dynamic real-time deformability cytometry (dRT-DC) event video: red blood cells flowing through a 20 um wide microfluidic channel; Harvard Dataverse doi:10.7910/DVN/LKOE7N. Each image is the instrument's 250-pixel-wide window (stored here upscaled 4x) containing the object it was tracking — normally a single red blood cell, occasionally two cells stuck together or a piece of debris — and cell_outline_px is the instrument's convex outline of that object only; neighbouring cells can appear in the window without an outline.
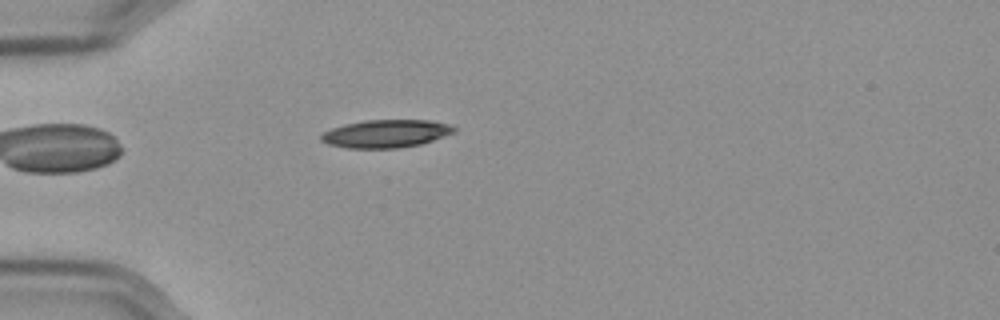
{"species": "Egyptian fruit bat (a non-hibernating species)", "species_latin": "Rousettus aegyptiacus", "temperature_condition": "cold", "stored_images_in_passage": 42, "camera_frame_rate_fps": 3000, "um_per_image_px": 0.085, "frame": {"image": 1, "passage_image": 2, "time_ms": 0.333, "image_size_px": [1000, 320], "cell_outline_px": [[456, 128], [452, 132], [432, 140], [420, 144], [400, 148], [348, 148], [328, 144], [320, 140], [320, 136], [324, 132], [332, 128], [344, 124], [364, 120], [432, 120], [448, 124]], "centroid_in_image_um": [32.76, 11.36], "position_along_channel_um": 52.2, "area_um2": 21.44}}
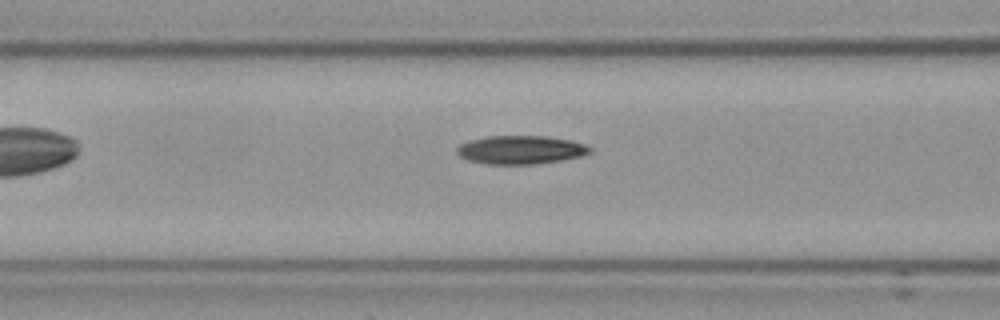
{"frame": {"image": 2, "passage_image": 9, "time_ms": 2.667, "image_size_px": [1000, 320], "cell_outline_px": [[592, 152], [580, 156], [560, 160], [536, 164], [484, 164], [468, 160], [460, 156], [456, 152], [456, 148], [460, 144], [468, 140], [484, 136], [548, 136], [572, 140], [588, 144], [592, 148]], "centroid_in_image_um": [44.26, 12.72], "position_along_channel_um": 122.3, "area_um2": 22.37}}
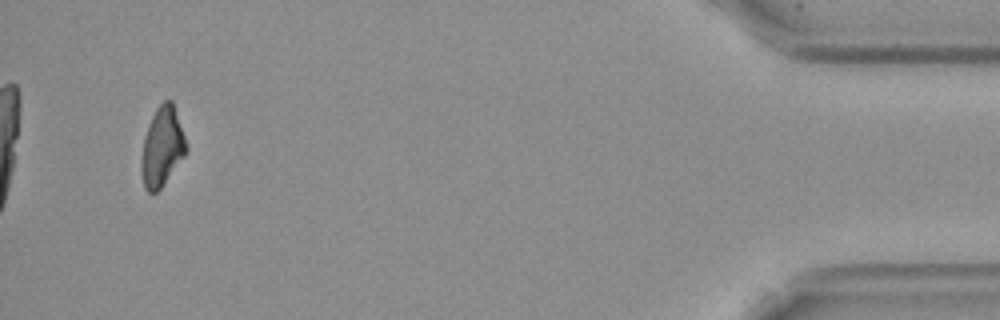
{"frame": {"image": 3, "passage_image": 40, "time_ms": 13.0, "image_size_px": [1000, 320], "cell_outline_px": [[188, 152], [160, 188], [156, 192], [148, 192], [144, 188], [140, 172], [140, 164], [144, 136], [148, 124], [156, 108], [164, 100], [172, 100], [188, 148]], "centroid_in_image_um": [13.76, 12.49], "position_along_channel_um": 421.4, "area_um2": 20.75}, "authors_computed_cell_mechanics": {"area_um2": 21.9062, "velocity_mm_per_s": 3.5812, "shape_relaxation_time_tau1_ms": 5.5241, "shape_relaxation_time_tau2_ms": 5.9047, "deformation_change_tau1": 0.1445, "deformation_change_tau2": 0.1175}}